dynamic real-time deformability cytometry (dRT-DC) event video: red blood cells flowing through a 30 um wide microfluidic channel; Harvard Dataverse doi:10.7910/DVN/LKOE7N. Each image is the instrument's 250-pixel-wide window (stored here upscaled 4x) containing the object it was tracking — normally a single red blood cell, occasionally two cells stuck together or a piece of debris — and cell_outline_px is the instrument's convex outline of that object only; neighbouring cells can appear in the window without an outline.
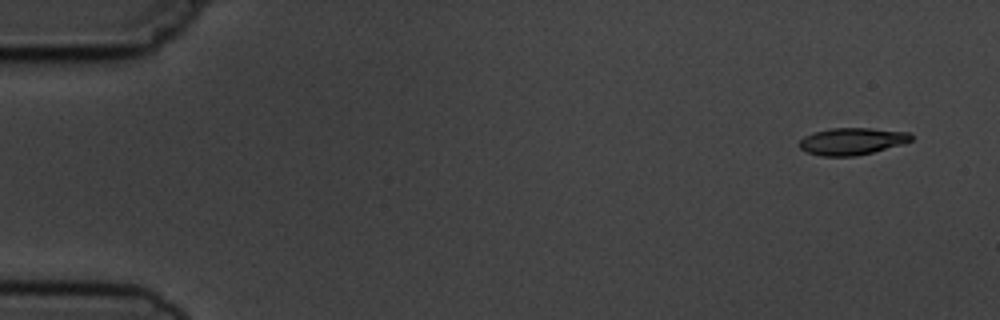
{"species": "common noctule bat (a hibernating species)", "species_latin": "Nyctalus noctula", "temperature_condition": "cold", "stored_images_in_passage": 5, "segment_of_instrument_passage": [1, 2], "camera_frame_rate_fps": 3000, "um_per_image_px": 0.085, "animal": {"sex": "male", "body_mass_g": 19.5, "forearm_length_mm": 54.6}, "frame": {"image": 1, "passage_image": 1, "time_ms": 0.0, "image_size_px": [1000, 320], "cell_outline_px": [[912, 140], [904, 144], [856, 156], [820, 156], [808, 152], [800, 148], [800, 140], [804, 136], [812, 132], [832, 128], [872, 128], [908, 132], [912, 136]], "centroid_in_image_um": [72.42, 12.0], "position_along_channel_um": 12.6, "area_um2": 17.63}}
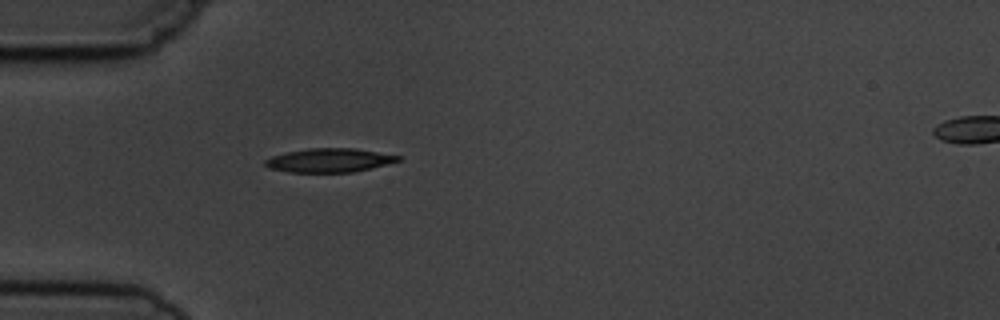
{"frame": {"image": 2, "passage_image": 4, "time_ms": 4.333, "image_size_px": [1000, 320], "cell_outline_px": [[404, 156], [400, 160], [372, 168], [352, 172], [288, 172], [268, 168], [264, 164], [264, 160], [272, 156], [288, 152], [308, 148], [356, 148]], "centroid_in_image_um": [28.01, 13.62], "position_along_channel_um": 57.0, "area_um2": 18.55}}